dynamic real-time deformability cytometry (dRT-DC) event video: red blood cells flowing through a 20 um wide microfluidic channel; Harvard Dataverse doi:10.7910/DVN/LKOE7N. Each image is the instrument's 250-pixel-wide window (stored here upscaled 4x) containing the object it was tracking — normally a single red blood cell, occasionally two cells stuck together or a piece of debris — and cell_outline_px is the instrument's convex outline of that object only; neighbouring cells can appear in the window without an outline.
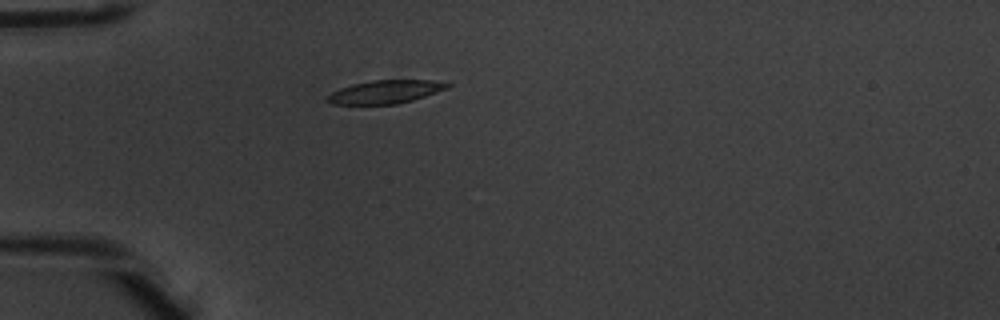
{"species": "common noctule bat (a hibernating species)", "species_latin": "Nyctalus noctula", "temperature_condition": "warm", "stored_images_in_passage": 3, "camera_frame_rate_fps": 3000, "um_per_image_px": 0.085, "animal": {"sex": "male", "body_mass_g": 20.1, "forearm_length_mm": 53.5}, "frame": {"image": 1, "passage_image": 3, "time_ms": 0.667, "image_size_px": [1000, 320], "cell_outline_px": [[452, 84], [448, 88], [412, 100], [396, 104], [332, 104], [324, 100], [332, 92], [340, 88], [352, 84], [372, 80], [432, 80]], "centroid_in_image_um": [32.73, 7.8], "position_along_channel_um": 52.3, "area_um2": 16.13}}